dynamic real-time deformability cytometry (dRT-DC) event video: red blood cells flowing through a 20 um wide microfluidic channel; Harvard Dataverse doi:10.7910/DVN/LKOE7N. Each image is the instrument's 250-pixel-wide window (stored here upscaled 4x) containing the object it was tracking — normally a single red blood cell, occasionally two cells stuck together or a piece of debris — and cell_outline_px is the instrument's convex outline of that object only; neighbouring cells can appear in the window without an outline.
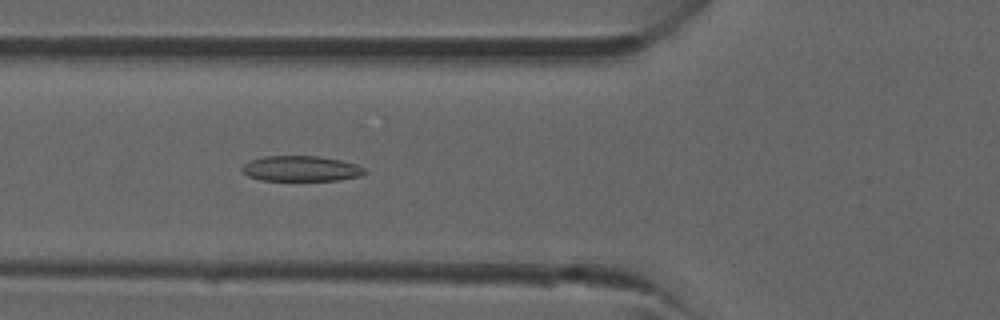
{"species": "common noctule bat (a hibernating species)", "species_latin": "Nyctalus noctula", "temperature_condition": "room temperature", "stored_images_in_passage": 38, "camera_frame_rate_fps": 3000, "um_per_image_px": 0.085, "animal": {"sex": "male", "forearm_length_mm": 52.5}, "frame": {"image": 1, "passage_image": 14, "time_ms": 4.333, "image_size_px": [1000, 320], "cell_outline_px": [[368, 172], [360, 176], [340, 180], [260, 180], [248, 176], [240, 168], [248, 160], [264, 156], [320, 156], [340, 160], [356, 164], [364, 168]], "centroid_in_image_um": [25.58, 14.33], "position_along_channel_um": 100.2, "area_um2": 18.26}}
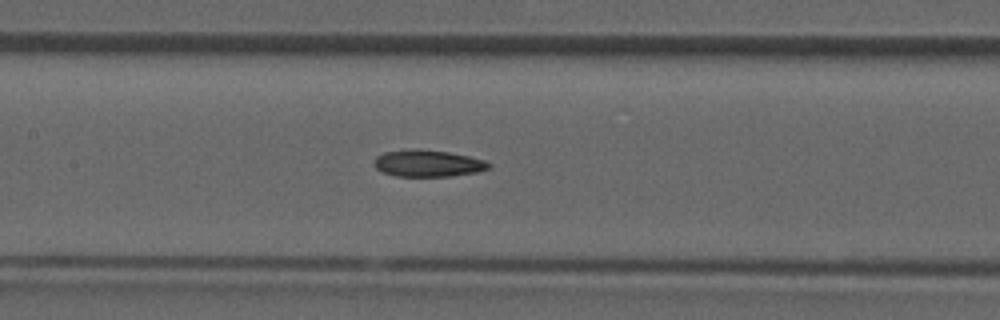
{"frame": {"image": 2, "passage_image": 18, "time_ms": 5.667, "image_size_px": [1000, 320], "cell_outline_px": [[492, 164], [488, 168], [476, 172], [448, 176], [396, 176], [384, 172], [376, 168], [372, 164], [376, 156], [384, 152], [408, 148], [448, 152], [468, 156], [484, 160]], "centroid_in_image_um": [36.32, 13.87], "position_along_channel_um": 171.1, "area_um2": 17.8}}
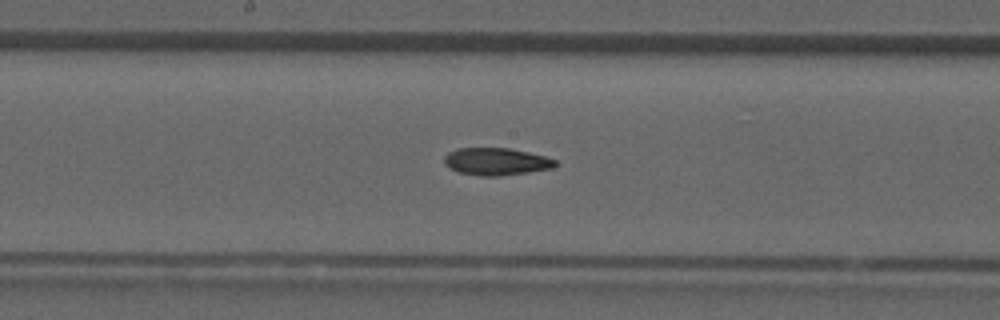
{"frame": {"image": 3, "passage_image": 20, "time_ms": 6.333, "image_size_px": [1000, 320], "cell_outline_px": [[560, 164], [552, 168], [528, 172], [500, 176], [480, 176], [460, 172], [448, 168], [444, 164], [444, 156], [448, 152], [456, 148], [508, 148], [528, 152], [544, 156], [556, 160]], "centroid_in_image_um": [42.16, 13.73], "position_along_channel_um": 206.0, "area_um2": 17.8}}